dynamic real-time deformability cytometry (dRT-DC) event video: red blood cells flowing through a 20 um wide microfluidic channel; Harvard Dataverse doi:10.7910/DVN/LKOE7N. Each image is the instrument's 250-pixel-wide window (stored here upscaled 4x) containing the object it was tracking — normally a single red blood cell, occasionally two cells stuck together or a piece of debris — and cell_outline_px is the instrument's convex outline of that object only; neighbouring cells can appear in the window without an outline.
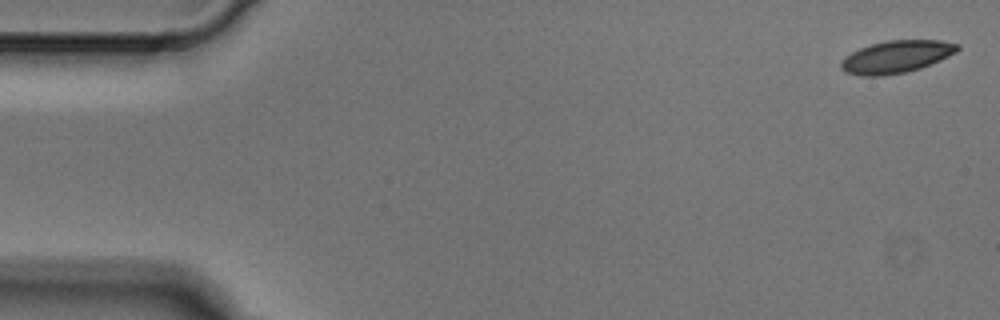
{"species": "Egyptian fruit bat (a non-hibernating species)", "species_latin": "Rousettus aegyptiacus", "temperature_condition": "cold", "stored_images_in_passage": 4, "camera_frame_rate_fps": 3000, "um_per_image_px": 0.085, "animal": {"sex": "male"}, "frame": {"image": 1, "passage_image": 1, "time_ms": 0.0, "image_size_px": [1000, 320], "cell_outline_px": [[960, 48], [956, 52], [940, 60], [920, 68], [904, 72], [884, 76], [860, 76], [844, 72], [840, 68], [840, 64], [852, 52], [860, 48], [872, 44], [888, 40], [940, 40], [960, 44]], "centroid_in_image_um": [76.2, 4.83], "position_along_channel_um": 8.8, "area_um2": 21.85}}
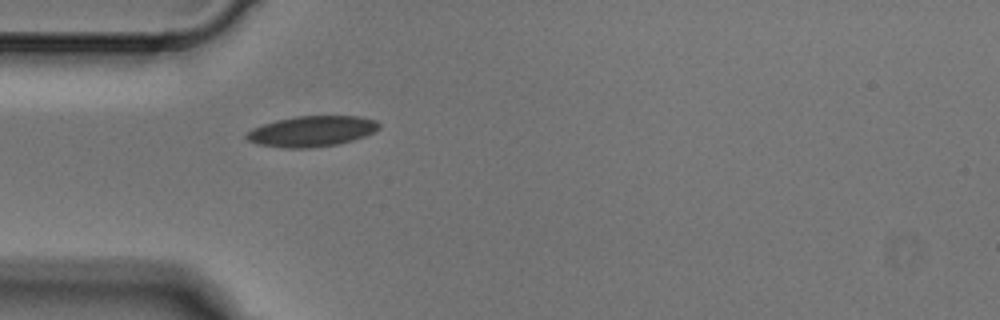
{"frame": {"image": 2, "passage_image": 4, "time_ms": 1.0, "image_size_px": [1000, 320], "cell_outline_px": [[380, 128], [376, 132], [352, 140], [336, 144], [312, 148], [284, 148], [260, 144], [248, 140], [244, 136], [252, 128], [276, 120], [296, 116], [360, 116], [376, 120], [380, 124]], "centroid_in_image_um": [26.53, 11.15], "position_along_channel_um": 58.5, "area_um2": 23.64}}